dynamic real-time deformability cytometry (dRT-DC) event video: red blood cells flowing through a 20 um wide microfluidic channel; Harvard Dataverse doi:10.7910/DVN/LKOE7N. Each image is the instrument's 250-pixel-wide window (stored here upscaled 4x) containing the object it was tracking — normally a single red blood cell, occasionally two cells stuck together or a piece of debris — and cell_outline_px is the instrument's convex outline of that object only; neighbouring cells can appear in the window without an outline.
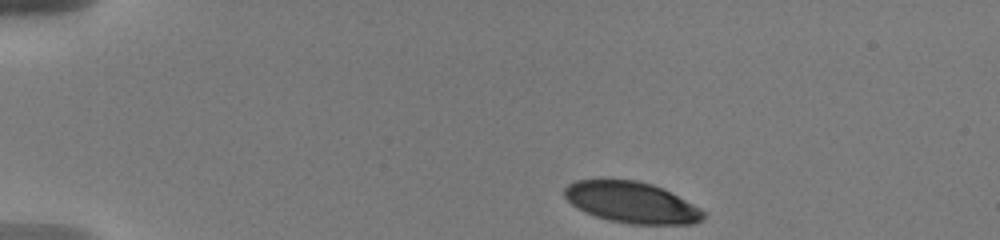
{"species": "human", "species_latin": "Homo sapiens", "temperature_condition": "warm", "stored_images_in_passage": 5, "camera_frame_rate_fps": 3000, "um_per_image_px": 0.085, "donor": {"sex": "male"}, "frame": {"image": 1, "passage_image": 1, "time_ms": 0.0, "image_size_px": [1000, 240], "cell_outline_px": [[704, 220], [696, 224], [628, 224], [608, 220], [584, 212], [572, 204], [564, 196], [564, 188], [568, 184], [576, 180], [636, 180], [652, 184], [700, 208], [704, 212]], "centroid_in_image_um": [53.67, 17.22], "position_along_channel_um": 31.3, "area_um2": 33.0}}
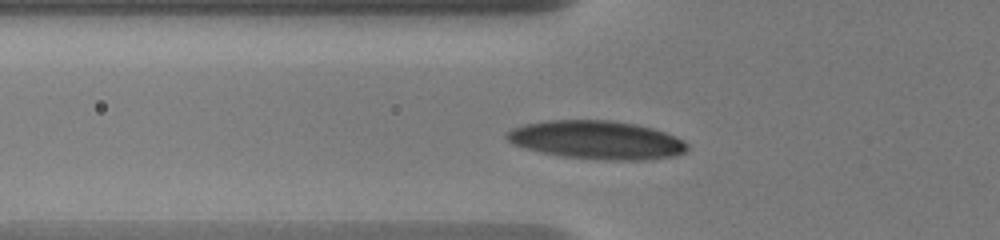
{"frame": {"image": 2, "passage_image": 5, "time_ms": 3.333, "image_size_px": [1000, 240], "cell_outline_px": [[688, 148], [684, 152], [676, 156], [648, 160], [616, 160], [564, 156], [524, 148], [512, 144], [504, 136], [512, 128], [524, 124], [548, 120], [608, 120], [636, 124], [652, 128], [664, 132], [688, 144]], "centroid_in_image_um": [50.71, 11.89], "position_along_channel_um": 75.1, "area_um2": 40.06}}